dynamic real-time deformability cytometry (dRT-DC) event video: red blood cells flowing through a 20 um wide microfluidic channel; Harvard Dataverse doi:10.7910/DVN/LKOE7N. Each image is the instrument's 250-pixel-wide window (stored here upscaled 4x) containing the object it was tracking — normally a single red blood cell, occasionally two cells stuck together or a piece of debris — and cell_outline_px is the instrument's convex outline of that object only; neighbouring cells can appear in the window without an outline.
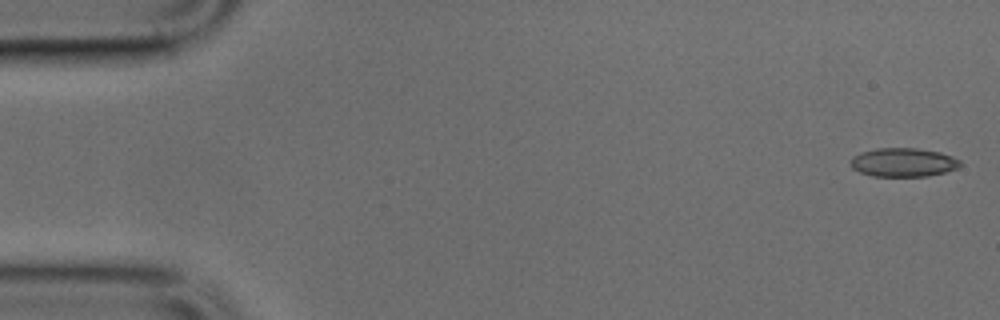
{"species": "common noctule bat (a hibernating species)", "species_latin": "Nyctalus noctula", "temperature_condition": "cold", "stored_images_in_passage": 48, "camera_frame_rate_fps": 3000, "um_per_image_px": 0.085, "animal": {"sex": "male", "body_mass_g": 17.9, "forearm_length_mm": 54.2}, "frame": {"image": 1, "passage_image": 1, "time_ms": 0.0, "image_size_px": [1000, 320], "cell_outline_px": [[964, 164], [956, 168], [944, 172], [928, 176], [872, 176], [860, 172], [852, 168], [852, 156], [860, 152], [876, 148], [916, 148], [940, 152], [952, 156], [960, 160]], "centroid_in_image_um": [76.79, 13.79], "position_along_channel_um": 8.2, "area_um2": 18.38}}
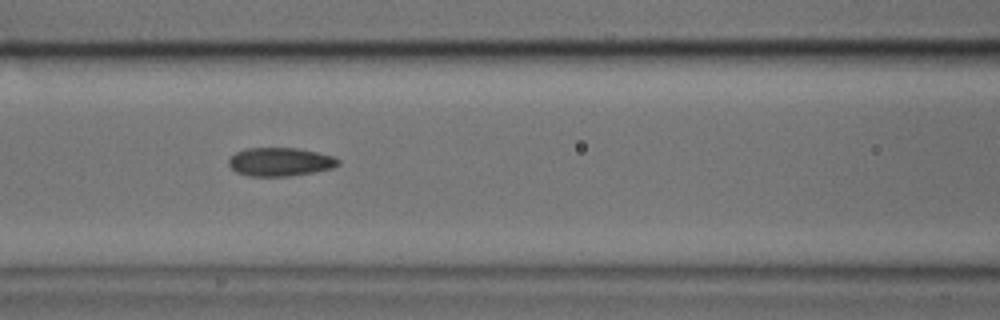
{"frame": {"image": 2, "passage_image": 20, "time_ms": 6.333, "image_size_px": [1000, 320], "cell_outline_px": [[340, 164], [332, 168], [312, 172], [288, 176], [248, 176], [236, 172], [228, 164], [228, 160], [236, 152], [244, 148], [296, 148], [336, 156], [340, 160]], "centroid_in_image_um": [23.81, 13.75], "position_along_channel_um": 142.8, "area_um2": 18.21}}
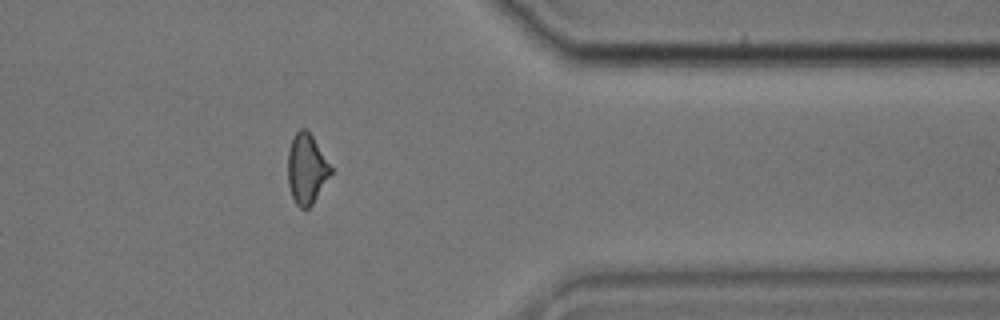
{"frame": {"image": 3, "passage_image": 39, "time_ms": 12.667, "image_size_px": [1000, 320], "cell_outline_px": [[332, 172], [312, 204], [308, 208], [300, 208], [296, 204], [292, 196], [288, 184], [288, 152], [292, 136], [300, 128], [304, 128], [312, 136], [332, 168]], "centroid_in_image_um": [26.04, 14.35], "position_along_channel_um": 385.4, "area_um2": 17.28}}